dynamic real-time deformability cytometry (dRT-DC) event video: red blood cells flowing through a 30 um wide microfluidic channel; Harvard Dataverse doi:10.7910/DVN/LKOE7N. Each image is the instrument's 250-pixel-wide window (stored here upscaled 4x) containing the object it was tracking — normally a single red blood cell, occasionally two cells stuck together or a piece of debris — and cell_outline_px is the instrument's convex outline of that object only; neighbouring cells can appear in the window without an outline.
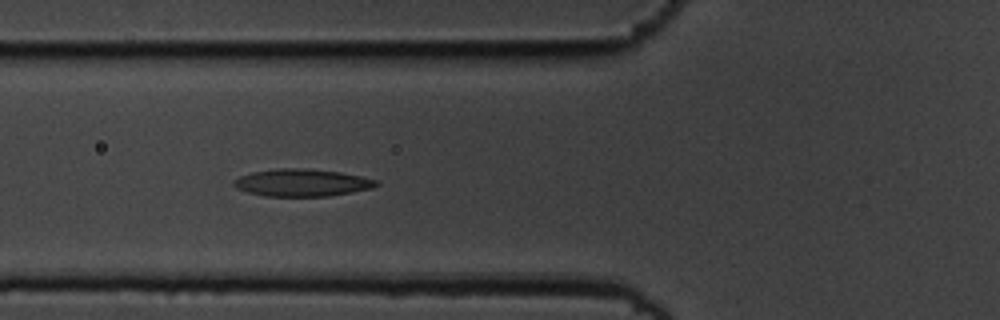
{"species": "common noctule bat (a hibernating species)", "species_latin": "Nyctalus noctula", "temperature_condition": "cold", "stored_images_in_passage": 5, "camera_frame_rate_fps": 3000, "um_per_image_px": 0.085, "animal": {"sex": "male", "body_mass_g": 19.5, "forearm_length_mm": 54.6}, "frame": {"image": 1, "passage_image": 5, "time_ms": 1.333, "image_size_px": [1000, 320], "cell_outline_px": [[380, 184], [372, 188], [352, 192], [328, 196], [264, 196], [248, 192], [236, 188], [232, 184], [232, 180], [240, 176], [252, 172], [280, 168], [304, 168], [340, 172], [360, 176], [376, 180]], "centroid_in_image_um": [25.64, 15.53], "position_along_channel_um": 100.2, "area_um2": 22.66}}